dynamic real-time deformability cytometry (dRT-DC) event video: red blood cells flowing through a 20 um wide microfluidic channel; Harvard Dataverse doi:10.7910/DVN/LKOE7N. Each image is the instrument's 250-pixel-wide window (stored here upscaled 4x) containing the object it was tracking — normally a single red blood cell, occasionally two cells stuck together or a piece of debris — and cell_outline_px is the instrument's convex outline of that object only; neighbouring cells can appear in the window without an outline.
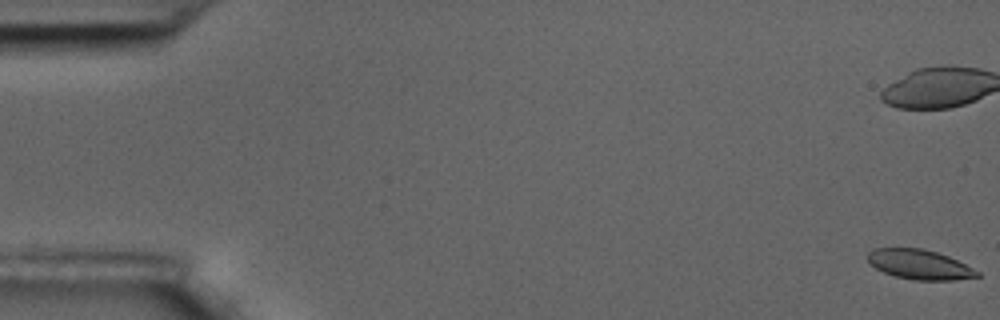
{"species": "common noctule bat (a hibernating species)", "species_latin": "Nyctalus noctula", "temperature_condition": "room temperature", "stored_images_in_passage": 7, "camera_frame_rate_fps": 3000, "um_per_image_px": 0.085, "animal": {"sex": "male", "body_mass_g": 17.5, "forearm_length_mm": 52.3}, "frame": {"image": 1, "passage_image": 1, "time_ms": 0.0, "image_size_px": [1000, 320], "cell_outline_px": [[980, 276], [952, 280], [912, 280], [896, 276], [884, 272], [868, 264], [868, 252], [872, 248], [924, 248], [948, 256], [980, 272]], "centroid_in_image_um": [78.12, 22.47], "position_along_channel_um": 6.9, "area_um2": 18.9}}